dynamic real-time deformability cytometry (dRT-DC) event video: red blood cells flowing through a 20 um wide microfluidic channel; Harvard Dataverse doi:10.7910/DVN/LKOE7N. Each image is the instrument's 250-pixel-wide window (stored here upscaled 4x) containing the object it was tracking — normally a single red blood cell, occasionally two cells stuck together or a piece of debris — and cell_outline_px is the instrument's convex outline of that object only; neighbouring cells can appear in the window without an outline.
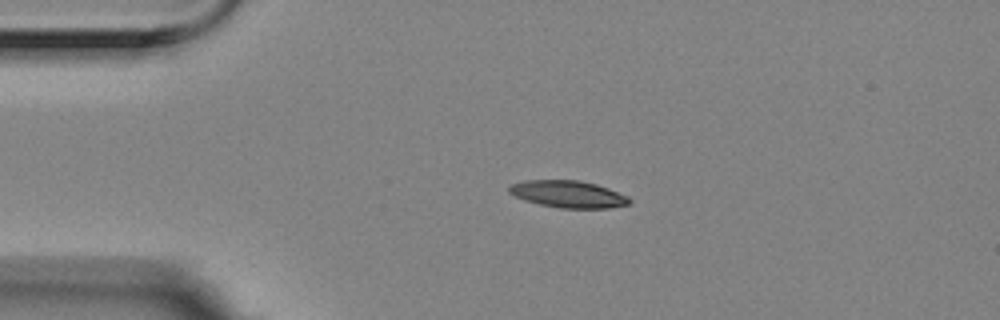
{"species": "Egyptian fruit bat (a non-hibernating species)", "species_latin": "Rousettus aegyptiacus", "temperature_condition": "room temperature", "stored_images_in_passage": 4, "camera_frame_rate_fps": 3000, "um_per_image_px": 0.085, "animal": {"sex": "female"}, "frame": {"image": 1, "passage_image": 3, "time_ms": 0.667, "image_size_px": [1000, 320], "cell_outline_px": [[632, 200], [628, 204], [608, 208], [560, 208], [540, 204], [524, 200], [508, 192], [508, 188], [512, 184], [524, 180], [580, 180], [596, 184], [608, 188], [628, 196]], "centroid_in_image_um": [48.3, 16.5], "position_along_channel_um": 36.7, "area_um2": 18.9}}
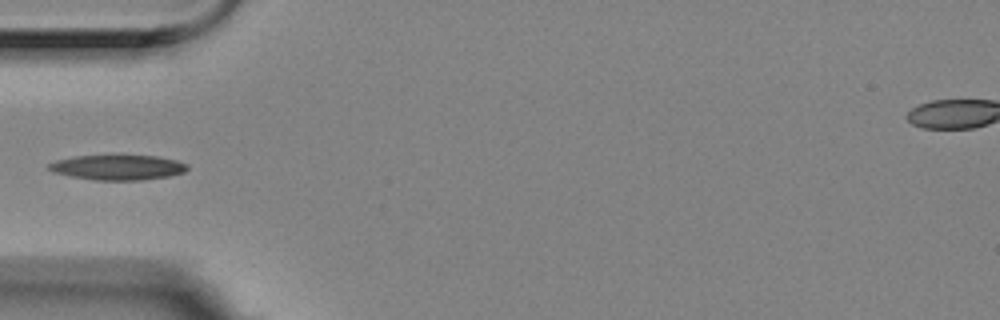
{"frame": {"image": 2, "passage_image": 4, "time_ms": 1.0, "image_size_px": [1000, 320], "cell_outline_px": [[188, 168], [184, 172], [168, 176], [140, 180], [96, 180], [72, 176], [52, 172], [48, 168], [48, 164], [56, 160], [76, 156], [112, 152], [156, 156], [176, 160], [188, 164]], "centroid_in_image_um": [10.0, 14.17], "position_along_channel_um": 75.0, "area_um2": 21.1}}